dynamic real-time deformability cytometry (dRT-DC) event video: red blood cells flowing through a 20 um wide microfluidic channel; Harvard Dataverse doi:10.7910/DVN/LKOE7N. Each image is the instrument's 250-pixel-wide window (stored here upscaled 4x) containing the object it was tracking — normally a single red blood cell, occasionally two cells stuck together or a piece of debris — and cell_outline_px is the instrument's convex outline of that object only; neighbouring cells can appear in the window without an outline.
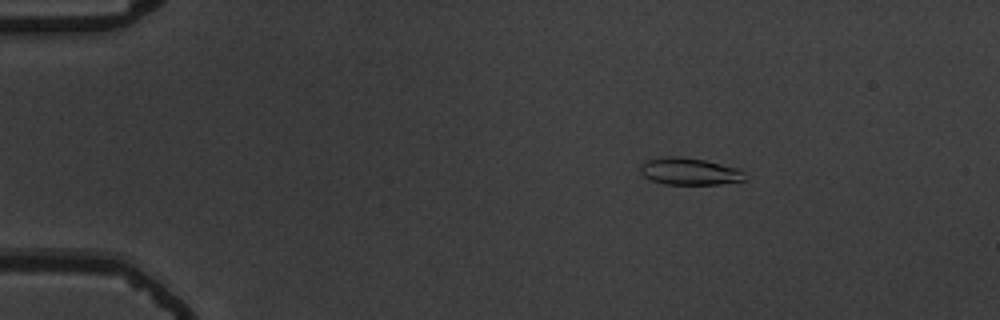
{"species": "common noctule bat (a hibernating species)", "species_latin": "Nyctalus noctula", "temperature_condition": "warm", "stored_images_in_passage": 56, "camera_frame_rate_fps": 3000, "um_per_image_px": 0.085, "animal": {"sex": "male", "body_mass_g": 19.5, "forearm_length_mm": 54.6}, "frame": {"image": 1, "passage_image": 10, "time_ms": 3.0, "image_size_px": [1000, 320], "cell_outline_px": [[744, 180], [720, 184], [664, 184], [652, 180], [644, 176], [640, 172], [640, 164], [644, 160], [664, 156], [680, 156], [704, 160], [736, 168], [744, 172]], "centroid_in_image_um": [58.53, 14.56], "position_along_channel_um": 26.5, "area_um2": 16.42}}
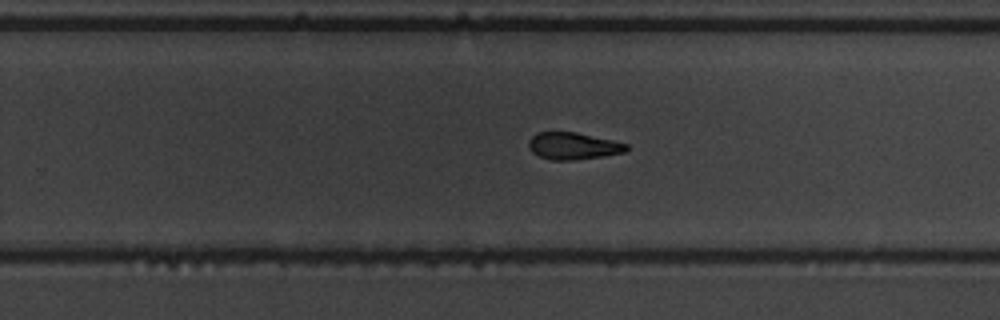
{"frame": {"image": 2, "passage_image": 37, "time_ms": 12.0, "image_size_px": [1000, 320], "cell_outline_px": [[628, 148], [624, 152], [576, 160], [552, 160], [540, 156], [532, 152], [528, 148], [528, 140], [536, 132], [576, 132], [612, 140], [628, 144]], "centroid_in_image_um": [48.67, 12.4], "position_along_channel_um": 281.1, "area_um2": 15.32}}
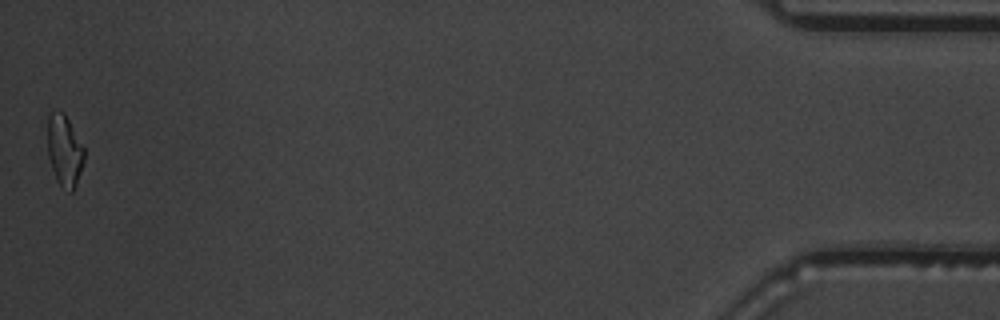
{"frame": {"image": 3, "passage_image": 56, "time_ms": 18.333, "image_size_px": [1000, 320], "cell_outline_px": [[84, 160], [76, 184], [72, 192], [68, 192], [56, 180], [48, 156], [48, 116], [52, 112], [64, 112], [84, 148]], "centroid_in_image_um": [5.48, 12.81], "position_along_channel_um": 429.7, "area_um2": 14.97}, "authors_computed_cell_mechanics": {"area_um2": 16.184, "velocity_mm_per_s": 3.7184, "shape_relaxation_time_tau1_ms": 4.0329, "shape_relaxation_time_tau2_ms": 3.0469, "deformation_change_tau1": 0.1828, "deformation_change_tau2": 0.1168}}